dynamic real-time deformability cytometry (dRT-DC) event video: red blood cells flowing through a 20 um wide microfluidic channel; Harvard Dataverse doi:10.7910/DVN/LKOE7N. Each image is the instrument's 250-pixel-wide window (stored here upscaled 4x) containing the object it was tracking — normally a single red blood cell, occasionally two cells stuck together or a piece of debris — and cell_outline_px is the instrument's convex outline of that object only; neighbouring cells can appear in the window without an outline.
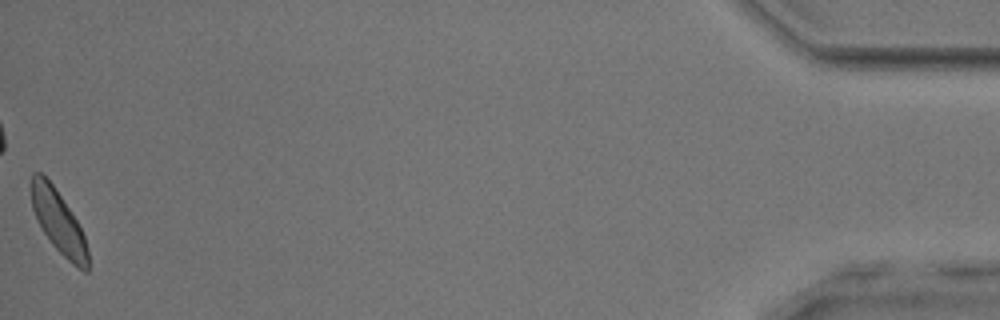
{"species": "common noctule bat (a hibernating species)", "species_latin": "Nyctalus noctula", "temperature_condition": "room temperature", "stored_images_in_passage": 47, "camera_frame_rate_fps": 3000, "um_per_image_px": 0.085, "animal": {"sex": "male", "body_mass_g": 17.9, "forearm_length_mm": 54.2}, "frame": {"image": 1, "passage_image": 47, "time_ms": 15.333, "image_size_px": [1000, 320], "cell_outline_px": [[88, 272], [84, 272], [72, 264], [52, 244], [44, 232], [32, 208], [32, 172], [40, 172], [52, 184], [76, 220], [84, 236], [88, 248]], "centroid_in_image_um": [4.99, 18.9], "position_along_channel_um": 430.2, "area_um2": 20.06}, "authors_computed_cell_mechanics": {"area_um2": 21.5594, "velocity_mm_per_s": 3.8445, "shape_relaxation_time_tau1_ms": 3.7202, "shape_relaxation_time_tau2_ms": 1.0752, "deformation_change_tau1": 0.0661, "deformation_change_tau2": 0.0606}}